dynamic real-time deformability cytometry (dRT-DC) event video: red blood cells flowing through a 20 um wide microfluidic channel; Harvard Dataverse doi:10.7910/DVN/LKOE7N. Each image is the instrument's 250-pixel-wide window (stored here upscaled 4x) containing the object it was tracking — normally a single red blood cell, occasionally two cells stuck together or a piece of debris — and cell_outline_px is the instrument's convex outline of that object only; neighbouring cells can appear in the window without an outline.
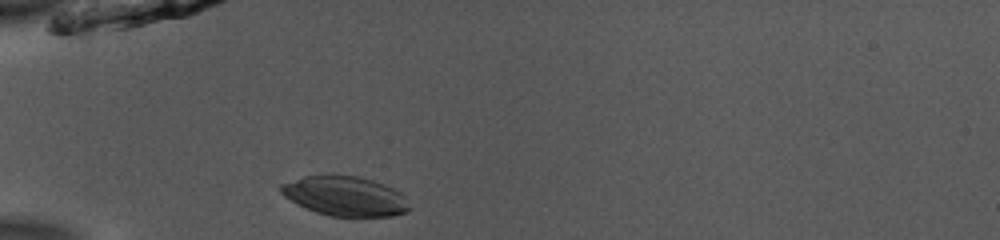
{"species": "common noctule bat (a hibernating species)", "species_latin": "Nyctalus noctula", "temperature_condition": "room temperature", "stored_images_in_passage": 36, "camera_frame_rate_fps": 3000, "um_per_image_px": 0.085, "animal": {"sex": "male", "body_mass_g": 13.0, "forearm_length_mm": 53.1}, "frame": {"image": 1, "passage_image": 1, "time_ms": 0.0, "image_size_px": [1000, 240], "cell_outline_px": [[408, 208], [404, 212], [392, 216], [328, 216], [316, 212], [284, 196], [280, 192], [280, 184], [304, 176], [360, 176], [384, 184], [400, 192], [404, 196]], "centroid_in_image_um": [29.32, 16.67], "position_along_channel_um": 55.7, "area_um2": 29.02}}
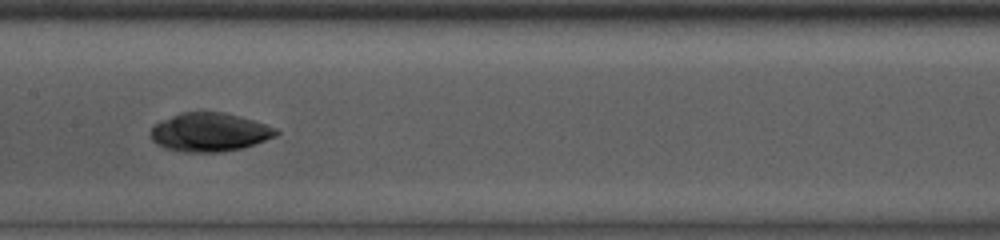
{"frame": {"image": 2, "passage_image": 12, "time_ms": 3.667, "image_size_px": [1000, 240], "cell_outline_px": [[280, 132], [276, 136], [244, 148], [220, 152], [180, 152], [164, 148], [156, 144], [148, 136], [152, 128], [160, 120], [180, 112], [224, 112], [240, 116], [276, 128]], "centroid_in_image_um": [17.77, 11.24], "position_along_channel_um": 189.6, "area_um2": 28.5}}
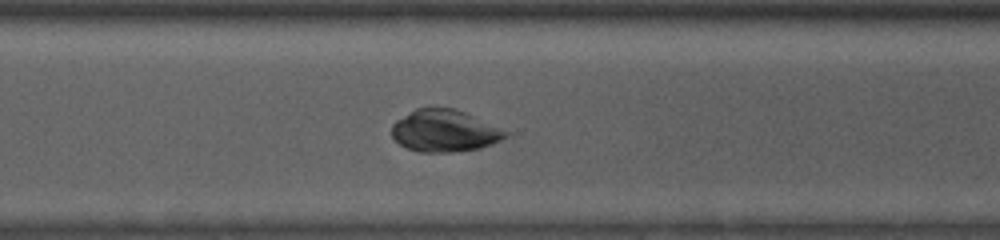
{"frame": {"image": 3, "passage_image": 23, "time_ms": 7.333, "image_size_px": [1000, 240], "cell_outline_px": [[512, 136], [492, 144], [480, 148], [452, 152], [420, 152], [408, 148], [400, 144], [392, 136], [392, 124], [396, 120], [416, 108], [432, 104], [436, 104], [456, 108], [512, 132]], "centroid_in_image_um": [37.84, 11.07], "position_along_channel_um": 332.8, "area_um2": 28.78}, "authors_computed_cell_mechanics": {"area_um2": 28.9578, "velocity_mm_per_s": 3.9327, "shape_relaxation_time_tau1_ms": null, "shape_relaxation_time_tau2_ms": 6.4784, "deformation_change_tau1": null, "deformation_change_tau2": 0.0309}}